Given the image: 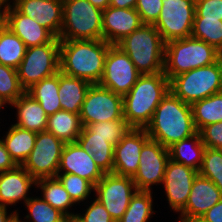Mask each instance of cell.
Returning <instances> with one entry per match:
<instances>
[{"label": "cell", "instance_id": "1", "mask_svg": "<svg viewBox=\"0 0 222 222\" xmlns=\"http://www.w3.org/2000/svg\"><path fill=\"white\" fill-rule=\"evenodd\" d=\"M145 130L150 139L158 141L165 148L198 132L191 104L183 102L170 90L158 104Z\"/></svg>", "mask_w": 222, "mask_h": 222}, {"label": "cell", "instance_id": "2", "mask_svg": "<svg viewBox=\"0 0 222 222\" xmlns=\"http://www.w3.org/2000/svg\"><path fill=\"white\" fill-rule=\"evenodd\" d=\"M111 44L100 40H60V71L98 84Z\"/></svg>", "mask_w": 222, "mask_h": 222}, {"label": "cell", "instance_id": "3", "mask_svg": "<svg viewBox=\"0 0 222 222\" xmlns=\"http://www.w3.org/2000/svg\"><path fill=\"white\" fill-rule=\"evenodd\" d=\"M169 91L164 72L140 75L123 96L124 119L131 128H146L162 98Z\"/></svg>", "mask_w": 222, "mask_h": 222}, {"label": "cell", "instance_id": "4", "mask_svg": "<svg viewBox=\"0 0 222 222\" xmlns=\"http://www.w3.org/2000/svg\"><path fill=\"white\" fill-rule=\"evenodd\" d=\"M116 46L129 56L141 75L163 72L165 42L154 25L142 24Z\"/></svg>", "mask_w": 222, "mask_h": 222}, {"label": "cell", "instance_id": "5", "mask_svg": "<svg viewBox=\"0 0 222 222\" xmlns=\"http://www.w3.org/2000/svg\"><path fill=\"white\" fill-rule=\"evenodd\" d=\"M222 54L205 41L192 36L165 43L163 72L169 81L192 69L216 62Z\"/></svg>", "mask_w": 222, "mask_h": 222}, {"label": "cell", "instance_id": "6", "mask_svg": "<svg viewBox=\"0 0 222 222\" xmlns=\"http://www.w3.org/2000/svg\"><path fill=\"white\" fill-rule=\"evenodd\" d=\"M169 90L183 102L192 104L222 91V56L213 64L173 77Z\"/></svg>", "mask_w": 222, "mask_h": 222}, {"label": "cell", "instance_id": "7", "mask_svg": "<svg viewBox=\"0 0 222 222\" xmlns=\"http://www.w3.org/2000/svg\"><path fill=\"white\" fill-rule=\"evenodd\" d=\"M102 13L88 0H63V23L58 39H103Z\"/></svg>", "mask_w": 222, "mask_h": 222}, {"label": "cell", "instance_id": "8", "mask_svg": "<svg viewBox=\"0 0 222 222\" xmlns=\"http://www.w3.org/2000/svg\"><path fill=\"white\" fill-rule=\"evenodd\" d=\"M21 87L27 91L34 84L60 71V42H49L26 49L17 67Z\"/></svg>", "mask_w": 222, "mask_h": 222}, {"label": "cell", "instance_id": "9", "mask_svg": "<svg viewBox=\"0 0 222 222\" xmlns=\"http://www.w3.org/2000/svg\"><path fill=\"white\" fill-rule=\"evenodd\" d=\"M65 143L48 131L37 133L35 145L22 167L35 179L57 175Z\"/></svg>", "mask_w": 222, "mask_h": 222}, {"label": "cell", "instance_id": "10", "mask_svg": "<svg viewBox=\"0 0 222 222\" xmlns=\"http://www.w3.org/2000/svg\"><path fill=\"white\" fill-rule=\"evenodd\" d=\"M195 0H162V9L153 24L165 43L191 36Z\"/></svg>", "mask_w": 222, "mask_h": 222}, {"label": "cell", "instance_id": "11", "mask_svg": "<svg viewBox=\"0 0 222 222\" xmlns=\"http://www.w3.org/2000/svg\"><path fill=\"white\" fill-rule=\"evenodd\" d=\"M82 126L124 118L123 96L99 84H92L79 113Z\"/></svg>", "mask_w": 222, "mask_h": 222}, {"label": "cell", "instance_id": "12", "mask_svg": "<svg viewBox=\"0 0 222 222\" xmlns=\"http://www.w3.org/2000/svg\"><path fill=\"white\" fill-rule=\"evenodd\" d=\"M96 199L105 207L115 222L127 210L131 197L137 189L132 177L105 173L94 186Z\"/></svg>", "mask_w": 222, "mask_h": 222}, {"label": "cell", "instance_id": "13", "mask_svg": "<svg viewBox=\"0 0 222 222\" xmlns=\"http://www.w3.org/2000/svg\"><path fill=\"white\" fill-rule=\"evenodd\" d=\"M140 75L129 56L118 46L111 45L105 58L104 73L98 84L124 96Z\"/></svg>", "mask_w": 222, "mask_h": 222}, {"label": "cell", "instance_id": "14", "mask_svg": "<svg viewBox=\"0 0 222 222\" xmlns=\"http://www.w3.org/2000/svg\"><path fill=\"white\" fill-rule=\"evenodd\" d=\"M169 150L158 141L149 139L140 153L139 167L132 177L137 191H151V185L163 183Z\"/></svg>", "mask_w": 222, "mask_h": 222}, {"label": "cell", "instance_id": "15", "mask_svg": "<svg viewBox=\"0 0 222 222\" xmlns=\"http://www.w3.org/2000/svg\"><path fill=\"white\" fill-rule=\"evenodd\" d=\"M198 171L184 164L168 160L164 173L163 185L168 203L172 210L181 212L187 203L192 184Z\"/></svg>", "mask_w": 222, "mask_h": 222}, {"label": "cell", "instance_id": "16", "mask_svg": "<svg viewBox=\"0 0 222 222\" xmlns=\"http://www.w3.org/2000/svg\"><path fill=\"white\" fill-rule=\"evenodd\" d=\"M145 128H130L114 146V174L133 177L139 167L140 153L149 140Z\"/></svg>", "mask_w": 222, "mask_h": 222}, {"label": "cell", "instance_id": "17", "mask_svg": "<svg viewBox=\"0 0 222 222\" xmlns=\"http://www.w3.org/2000/svg\"><path fill=\"white\" fill-rule=\"evenodd\" d=\"M222 199L221 190L208 178L197 175L193 181L185 208L178 222H196Z\"/></svg>", "mask_w": 222, "mask_h": 222}, {"label": "cell", "instance_id": "18", "mask_svg": "<svg viewBox=\"0 0 222 222\" xmlns=\"http://www.w3.org/2000/svg\"><path fill=\"white\" fill-rule=\"evenodd\" d=\"M70 173L88 180L95 186L104 176V172L77 142L65 143L57 174Z\"/></svg>", "mask_w": 222, "mask_h": 222}, {"label": "cell", "instance_id": "19", "mask_svg": "<svg viewBox=\"0 0 222 222\" xmlns=\"http://www.w3.org/2000/svg\"><path fill=\"white\" fill-rule=\"evenodd\" d=\"M12 5L59 38L63 23V0H15Z\"/></svg>", "mask_w": 222, "mask_h": 222}, {"label": "cell", "instance_id": "20", "mask_svg": "<svg viewBox=\"0 0 222 222\" xmlns=\"http://www.w3.org/2000/svg\"><path fill=\"white\" fill-rule=\"evenodd\" d=\"M142 24L135 8L123 9L108 6L102 13L103 40L116 45Z\"/></svg>", "mask_w": 222, "mask_h": 222}, {"label": "cell", "instance_id": "21", "mask_svg": "<svg viewBox=\"0 0 222 222\" xmlns=\"http://www.w3.org/2000/svg\"><path fill=\"white\" fill-rule=\"evenodd\" d=\"M8 27L27 48L49 42H60L48 29L41 26L35 19L21 14L14 6H10L8 11Z\"/></svg>", "mask_w": 222, "mask_h": 222}, {"label": "cell", "instance_id": "22", "mask_svg": "<svg viewBox=\"0 0 222 222\" xmlns=\"http://www.w3.org/2000/svg\"><path fill=\"white\" fill-rule=\"evenodd\" d=\"M33 184L36 180L22 166L0 173V205L7 207L21 200L25 203Z\"/></svg>", "mask_w": 222, "mask_h": 222}, {"label": "cell", "instance_id": "23", "mask_svg": "<svg viewBox=\"0 0 222 222\" xmlns=\"http://www.w3.org/2000/svg\"><path fill=\"white\" fill-rule=\"evenodd\" d=\"M10 105L17 108L16 126L36 133L46 131L48 115L40 103L26 91Z\"/></svg>", "mask_w": 222, "mask_h": 222}, {"label": "cell", "instance_id": "24", "mask_svg": "<svg viewBox=\"0 0 222 222\" xmlns=\"http://www.w3.org/2000/svg\"><path fill=\"white\" fill-rule=\"evenodd\" d=\"M91 85L85 79L68 76L59 71L58 96L62 110L79 114Z\"/></svg>", "mask_w": 222, "mask_h": 222}, {"label": "cell", "instance_id": "25", "mask_svg": "<svg viewBox=\"0 0 222 222\" xmlns=\"http://www.w3.org/2000/svg\"><path fill=\"white\" fill-rule=\"evenodd\" d=\"M186 148H189V150ZM205 148V145L201 141V136L199 132H197L191 137L170 146L168 148L169 158L176 163L184 164L199 171Z\"/></svg>", "mask_w": 222, "mask_h": 222}, {"label": "cell", "instance_id": "26", "mask_svg": "<svg viewBox=\"0 0 222 222\" xmlns=\"http://www.w3.org/2000/svg\"><path fill=\"white\" fill-rule=\"evenodd\" d=\"M76 142L92 155L93 160L104 173L113 172L114 145L108 143L106 139L92 138V133L84 127Z\"/></svg>", "mask_w": 222, "mask_h": 222}, {"label": "cell", "instance_id": "27", "mask_svg": "<svg viewBox=\"0 0 222 222\" xmlns=\"http://www.w3.org/2000/svg\"><path fill=\"white\" fill-rule=\"evenodd\" d=\"M6 134L2 142L15 164L22 166L35 145L37 133L13 124Z\"/></svg>", "mask_w": 222, "mask_h": 222}, {"label": "cell", "instance_id": "28", "mask_svg": "<svg viewBox=\"0 0 222 222\" xmlns=\"http://www.w3.org/2000/svg\"><path fill=\"white\" fill-rule=\"evenodd\" d=\"M83 126L79 114L60 110L49 115L46 131L54 134L64 143L76 142Z\"/></svg>", "mask_w": 222, "mask_h": 222}, {"label": "cell", "instance_id": "29", "mask_svg": "<svg viewBox=\"0 0 222 222\" xmlns=\"http://www.w3.org/2000/svg\"><path fill=\"white\" fill-rule=\"evenodd\" d=\"M58 88L59 72L42 79L26 92L40 103L45 113L49 116L62 110L58 96Z\"/></svg>", "mask_w": 222, "mask_h": 222}, {"label": "cell", "instance_id": "30", "mask_svg": "<svg viewBox=\"0 0 222 222\" xmlns=\"http://www.w3.org/2000/svg\"><path fill=\"white\" fill-rule=\"evenodd\" d=\"M195 127H202L222 121V91L191 104Z\"/></svg>", "mask_w": 222, "mask_h": 222}, {"label": "cell", "instance_id": "31", "mask_svg": "<svg viewBox=\"0 0 222 222\" xmlns=\"http://www.w3.org/2000/svg\"><path fill=\"white\" fill-rule=\"evenodd\" d=\"M35 185L42 189L43 199L53 208L60 210L65 215L74 214L68 212V209L74 205V202L56 177L36 180Z\"/></svg>", "mask_w": 222, "mask_h": 222}, {"label": "cell", "instance_id": "32", "mask_svg": "<svg viewBox=\"0 0 222 222\" xmlns=\"http://www.w3.org/2000/svg\"><path fill=\"white\" fill-rule=\"evenodd\" d=\"M26 49L24 42L9 27L0 31V64L17 69Z\"/></svg>", "mask_w": 222, "mask_h": 222}, {"label": "cell", "instance_id": "33", "mask_svg": "<svg viewBox=\"0 0 222 222\" xmlns=\"http://www.w3.org/2000/svg\"><path fill=\"white\" fill-rule=\"evenodd\" d=\"M191 36L205 41L222 54V21L206 17H194Z\"/></svg>", "mask_w": 222, "mask_h": 222}, {"label": "cell", "instance_id": "34", "mask_svg": "<svg viewBox=\"0 0 222 222\" xmlns=\"http://www.w3.org/2000/svg\"><path fill=\"white\" fill-rule=\"evenodd\" d=\"M151 191H136L124 215L117 222H148L154 213Z\"/></svg>", "mask_w": 222, "mask_h": 222}, {"label": "cell", "instance_id": "35", "mask_svg": "<svg viewBox=\"0 0 222 222\" xmlns=\"http://www.w3.org/2000/svg\"><path fill=\"white\" fill-rule=\"evenodd\" d=\"M84 128L92 133V138L106 139L108 143L116 146L131 127L123 118L86 124Z\"/></svg>", "mask_w": 222, "mask_h": 222}, {"label": "cell", "instance_id": "36", "mask_svg": "<svg viewBox=\"0 0 222 222\" xmlns=\"http://www.w3.org/2000/svg\"><path fill=\"white\" fill-rule=\"evenodd\" d=\"M25 205L30 213L25 216L26 219H31L33 222H64L66 215L53 208L43 198H29Z\"/></svg>", "mask_w": 222, "mask_h": 222}, {"label": "cell", "instance_id": "37", "mask_svg": "<svg viewBox=\"0 0 222 222\" xmlns=\"http://www.w3.org/2000/svg\"><path fill=\"white\" fill-rule=\"evenodd\" d=\"M198 174L210 179L222 192V150L205 148Z\"/></svg>", "mask_w": 222, "mask_h": 222}, {"label": "cell", "instance_id": "38", "mask_svg": "<svg viewBox=\"0 0 222 222\" xmlns=\"http://www.w3.org/2000/svg\"><path fill=\"white\" fill-rule=\"evenodd\" d=\"M25 90L21 87L17 70L0 64V97L11 104L16 101Z\"/></svg>", "mask_w": 222, "mask_h": 222}, {"label": "cell", "instance_id": "39", "mask_svg": "<svg viewBox=\"0 0 222 222\" xmlns=\"http://www.w3.org/2000/svg\"><path fill=\"white\" fill-rule=\"evenodd\" d=\"M56 178L64 186L75 204L86 200L91 191H94V186L78 175L62 173L61 175L57 174Z\"/></svg>", "mask_w": 222, "mask_h": 222}, {"label": "cell", "instance_id": "40", "mask_svg": "<svg viewBox=\"0 0 222 222\" xmlns=\"http://www.w3.org/2000/svg\"><path fill=\"white\" fill-rule=\"evenodd\" d=\"M135 9L143 24L153 25L160 15L162 0H137Z\"/></svg>", "mask_w": 222, "mask_h": 222}, {"label": "cell", "instance_id": "41", "mask_svg": "<svg viewBox=\"0 0 222 222\" xmlns=\"http://www.w3.org/2000/svg\"><path fill=\"white\" fill-rule=\"evenodd\" d=\"M198 132L206 148L222 150V121L202 127Z\"/></svg>", "mask_w": 222, "mask_h": 222}, {"label": "cell", "instance_id": "42", "mask_svg": "<svg viewBox=\"0 0 222 222\" xmlns=\"http://www.w3.org/2000/svg\"><path fill=\"white\" fill-rule=\"evenodd\" d=\"M195 17L222 21V0H195Z\"/></svg>", "mask_w": 222, "mask_h": 222}, {"label": "cell", "instance_id": "43", "mask_svg": "<svg viewBox=\"0 0 222 222\" xmlns=\"http://www.w3.org/2000/svg\"><path fill=\"white\" fill-rule=\"evenodd\" d=\"M83 222H115L105 207L95 198L83 216L77 214Z\"/></svg>", "mask_w": 222, "mask_h": 222}, {"label": "cell", "instance_id": "44", "mask_svg": "<svg viewBox=\"0 0 222 222\" xmlns=\"http://www.w3.org/2000/svg\"><path fill=\"white\" fill-rule=\"evenodd\" d=\"M197 222H222V199L207 210Z\"/></svg>", "mask_w": 222, "mask_h": 222}, {"label": "cell", "instance_id": "45", "mask_svg": "<svg viewBox=\"0 0 222 222\" xmlns=\"http://www.w3.org/2000/svg\"><path fill=\"white\" fill-rule=\"evenodd\" d=\"M17 165L12 160L10 154L8 153L7 149L4 146V143L2 142V139H0V173L14 169Z\"/></svg>", "mask_w": 222, "mask_h": 222}, {"label": "cell", "instance_id": "46", "mask_svg": "<svg viewBox=\"0 0 222 222\" xmlns=\"http://www.w3.org/2000/svg\"><path fill=\"white\" fill-rule=\"evenodd\" d=\"M137 0H109V6L115 8H135Z\"/></svg>", "mask_w": 222, "mask_h": 222}, {"label": "cell", "instance_id": "47", "mask_svg": "<svg viewBox=\"0 0 222 222\" xmlns=\"http://www.w3.org/2000/svg\"><path fill=\"white\" fill-rule=\"evenodd\" d=\"M2 8H3V10H2ZM9 8H10L9 5L0 3V31L6 29L8 27V11H9Z\"/></svg>", "mask_w": 222, "mask_h": 222}, {"label": "cell", "instance_id": "48", "mask_svg": "<svg viewBox=\"0 0 222 222\" xmlns=\"http://www.w3.org/2000/svg\"><path fill=\"white\" fill-rule=\"evenodd\" d=\"M7 208L6 206L0 205V222H12L14 218L19 215L16 210L13 211L10 215L7 214Z\"/></svg>", "mask_w": 222, "mask_h": 222}, {"label": "cell", "instance_id": "49", "mask_svg": "<svg viewBox=\"0 0 222 222\" xmlns=\"http://www.w3.org/2000/svg\"><path fill=\"white\" fill-rule=\"evenodd\" d=\"M94 7L105 10L109 6V0H88Z\"/></svg>", "mask_w": 222, "mask_h": 222}, {"label": "cell", "instance_id": "50", "mask_svg": "<svg viewBox=\"0 0 222 222\" xmlns=\"http://www.w3.org/2000/svg\"><path fill=\"white\" fill-rule=\"evenodd\" d=\"M64 222H83V221L76 213L72 215H66Z\"/></svg>", "mask_w": 222, "mask_h": 222}, {"label": "cell", "instance_id": "51", "mask_svg": "<svg viewBox=\"0 0 222 222\" xmlns=\"http://www.w3.org/2000/svg\"><path fill=\"white\" fill-rule=\"evenodd\" d=\"M10 0H0V3H3V4H7L9 6H12L9 2ZM15 2V0H13ZM8 2V3H7Z\"/></svg>", "mask_w": 222, "mask_h": 222}, {"label": "cell", "instance_id": "52", "mask_svg": "<svg viewBox=\"0 0 222 222\" xmlns=\"http://www.w3.org/2000/svg\"><path fill=\"white\" fill-rule=\"evenodd\" d=\"M6 104V102L0 97V109Z\"/></svg>", "mask_w": 222, "mask_h": 222}, {"label": "cell", "instance_id": "53", "mask_svg": "<svg viewBox=\"0 0 222 222\" xmlns=\"http://www.w3.org/2000/svg\"><path fill=\"white\" fill-rule=\"evenodd\" d=\"M12 222H23L19 220V216L17 215Z\"/></svg>", "mask_w": 222, "mask_h": 222}]
</instances>
